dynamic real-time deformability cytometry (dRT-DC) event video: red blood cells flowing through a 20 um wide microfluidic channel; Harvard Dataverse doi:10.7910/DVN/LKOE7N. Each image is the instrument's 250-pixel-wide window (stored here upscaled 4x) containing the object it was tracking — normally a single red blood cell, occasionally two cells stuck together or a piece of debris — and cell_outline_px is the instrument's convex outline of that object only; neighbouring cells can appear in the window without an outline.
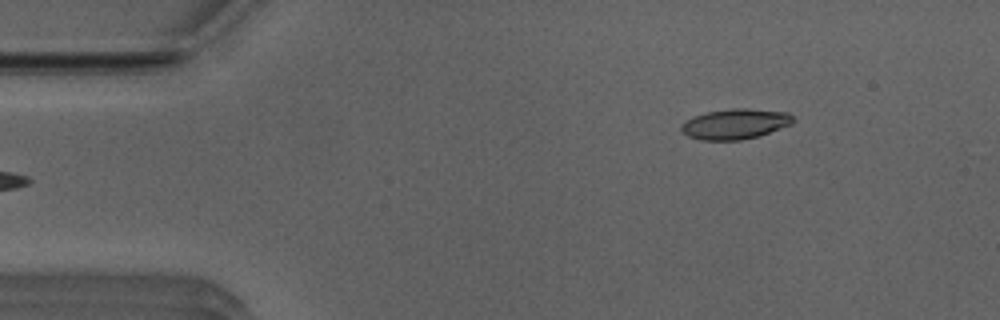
{"species": "Egyptian fruit bat (a non-hibernating species)", "species_latin": "Rousettus aegyptiacus", "temperature_condition": "room temperature", "stored_images_in_passage": 41, "camera_frame_rate_fps": 3000, "um_per_image_px": 0.085, "animal": {"sex": "male"}, "frame": {"image": 1, "passage_image": 1, "time_ms": 0.0, "image_size_px": [1000, 320], "cell_outline_px": [[796, 120], [792, 124], [760, 136], [740, 140], [700, 140], [688, 136], [680, 132], [680, 124], [684, 120], [692, 116], [708, 112], [732, 108], [748, 108], [788, 112]], "centroid_in_image_um": [62.47, 10.54], "position_along_channel_um": 22.5, "area_um2": 20.11}}
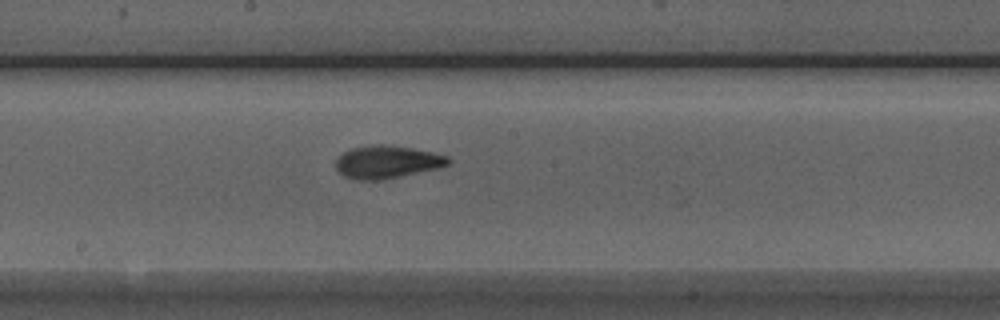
{"frame": {"image": 2, "passage_image": 21, "time_ms": 6.667, "image_size_px": [1000, 320], "cell_outline_px": [[452, 160], [448, 164], [440, 168], [380, 180], [356, 180], [344, 176], [336, 168], [336, 160], [344, 152], [352, 148], [376, 144], [384, 144], [412, 148], [432, 152], [448, 156]], "centroid_in_image_um": [32.92, 13.77], "position_along_channel_um": 215.3, "area_um2": 21.39}}
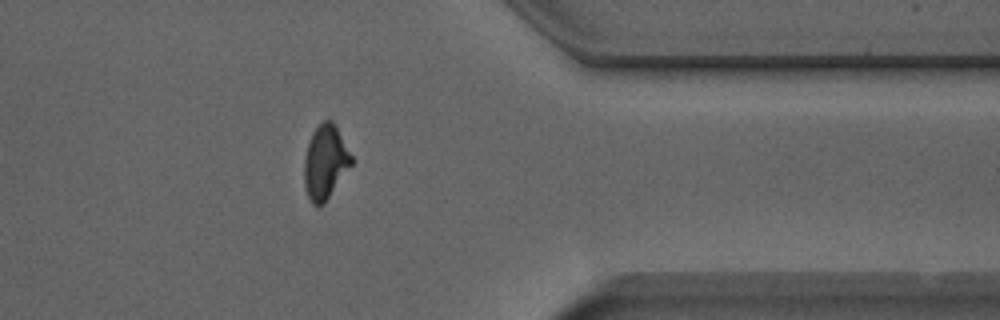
{"frame": {"image": 3, "passage_image": 35, "time_ms": 11.333, "image_size_px": [1000, 320], "cell_outline_px": [[352, 164], [324, 204], [312, 204], [308, 196], [304, 184], [304, 160], [308, 144], [312, 132], [324, 120], [332, 120], [336, 124], [352, 156]], "centroid_in_image_um": [27.65, 13.76], "position_along_channel_um": 383.7, "area_um2": 20.23}, "authors_computed_cell_mechanics": {"area_um2": 20.23, "velocity_mm_per_s": 3.9614, "shape_relaxation_time_tau1_ms": 5.4224, "shape_relaxation_time_tau2_ms": 2.5539, "deformation_change_tau1": 0.1883, "deformation_change_tau2": 0.0979}}